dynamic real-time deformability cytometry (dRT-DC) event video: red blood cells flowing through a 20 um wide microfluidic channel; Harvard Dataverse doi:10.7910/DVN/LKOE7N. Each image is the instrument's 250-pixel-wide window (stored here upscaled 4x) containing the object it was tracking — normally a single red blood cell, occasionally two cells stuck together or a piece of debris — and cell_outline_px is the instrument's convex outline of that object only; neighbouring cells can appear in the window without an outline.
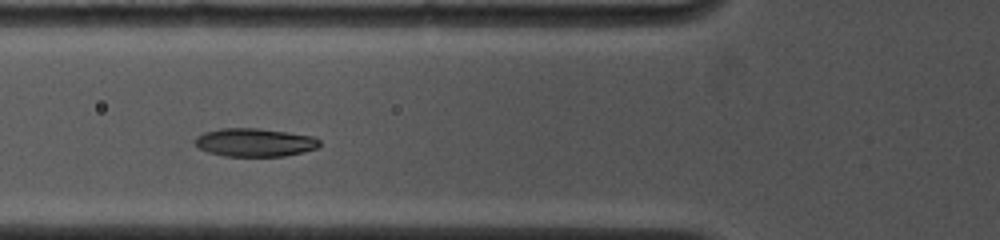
{"species": "common noctule bat (a hibernating species)", "species_latin": "Nyctalus noctula", "temperature_condition": "cold", "stored_images_in_passage": 17, "camera_frame_rate_fps": 4500, "um_per_image_px": 0.085, "animal": {"sex": "female", "body_mass_g": 19.0, "forearm_length_mm": 53.3}, "frame": {"image": 1, "passage_image": 7, "time_ms": 4.0, "image_size_px": [1000, 240], "cell_outline_px": [[320, 144], [316, 148], [304, 152], [284, 156], [224, 156], [208, 152], [200, 148], [192, 140], [196, 136], [204, 132], [220, 128], [256, 128], [288, 132], [312, 136], [320, 140]], "centroid_in_image_um": [21.63, 12.1], "position_along_channel_um": 104.2, "area_um2": 20.58}}
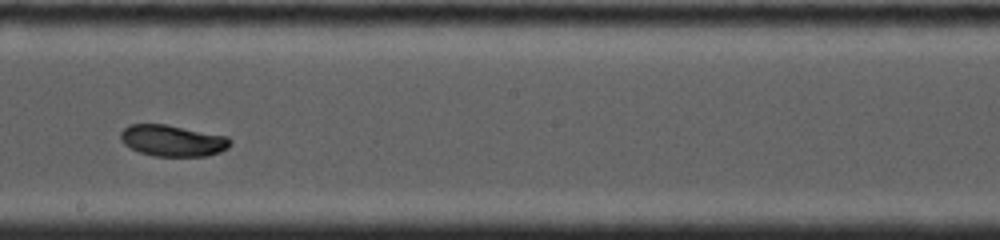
{"frame": {"image": 2, "passage_image": 12, "time_ms": 7.333, "image_size_px": [1000, 240], "cell_outline_px": [[232, 144], [228, 148], [220, 152], [208, 156], [152, 156], [140, 152], [124, 144], [120, 140], [120, 132], [128, 124], [164, 124], [228, 136], [232, 140]], "centroid_in_image_um": [14.69, 11.95], "position_along_channel_um": 233.5, "area_um2": 20.17}}
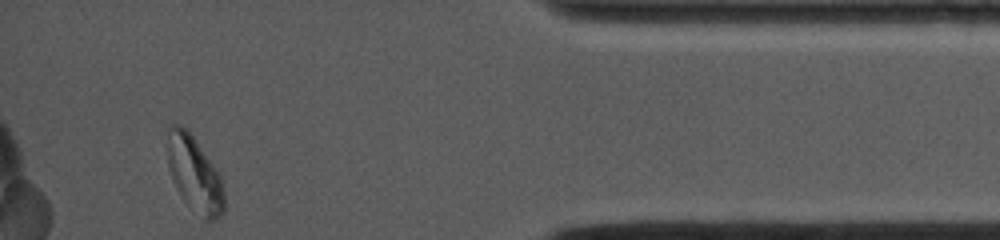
{"frame": {"image": 3, "passage_image": 17, "time_ms": 12.889, "image_size_px": [1000, 240], "cell_outline_px": [[224, 212], [216, 220], [204, 220], [184, 200], [176, 188], [172, 180], [168, 168], [168, 124], [180, 124], [192, 136], [212, 164], [220, 176], [224, 192]], "centroid_in_image_um": [16.52, 14.83], "position_along_channel_um": 418.7, "area_um2": 24.62}, "authors_computed_cell_mechanics": {"area_um2": 20.3456, "velocity_mm_per_s": 3.8905, "shape_relaxation_time_tau1_ms": 5.1663, "shape_relaxation_time_tau2_ms": 2.1389, "deformation_change_tau1": 0.1287, "deformation_change_tau2": 0.0309}}